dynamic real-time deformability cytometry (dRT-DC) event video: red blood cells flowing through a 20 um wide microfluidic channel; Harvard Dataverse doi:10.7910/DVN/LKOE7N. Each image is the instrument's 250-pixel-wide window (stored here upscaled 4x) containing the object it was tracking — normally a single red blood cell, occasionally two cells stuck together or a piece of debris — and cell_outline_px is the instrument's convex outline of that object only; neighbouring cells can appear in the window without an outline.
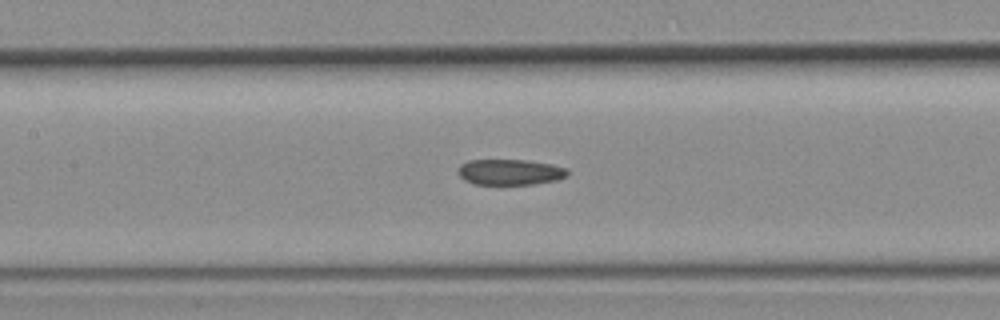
{"species": "common noctule bat (a hibernating species)", "species_latin": "Nyctalus noctula", "temperature_condition": "room temperature", "stored_images_in_passage": 23, "camera_frame_rate_fps": 3000, "um_per_image_px": 0.085, "animal": {"sex": "female", "body_mass_g": 19.3, "forearm_length_mm": 54.1}, "frame": {"image": 1, "passage_image": 10, "time_ms": 3.0, "image_size_px": [1000, 320], "cell_outline_px": [[568, 176], [556, 180], [532, 184], [476, 184], [464, 180], [460, 176], [460, 164], [468, 160], [528, 160], [552, 164], [568, 168]], "centroid_in_image_um": [43.39, 14.62], "position_along_channel_um": 164.0, "area_um2": 16.36}}
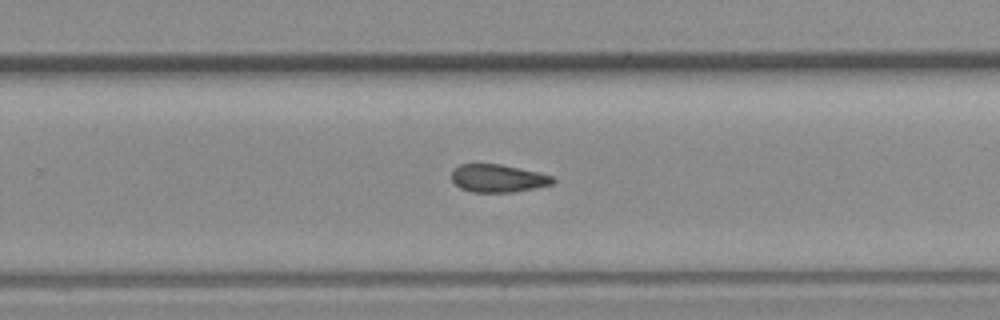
{"frame": {"image": 2, "passage_image": 17, "time_ms": 5.333, "image_size_px": [1000, 320], "cell_outline_px": [[556, 180], [552, 184], [536, 188], [516, 192], [472, 192], [460, 188], [452, 180], [452, 168], [460, 164], [500, 164], [540, 172], [552, 176]], "centroid_in_image_um": [42.34, 15.15], "position_along_channel_um": 287.5, "area_um2": 16.59}}